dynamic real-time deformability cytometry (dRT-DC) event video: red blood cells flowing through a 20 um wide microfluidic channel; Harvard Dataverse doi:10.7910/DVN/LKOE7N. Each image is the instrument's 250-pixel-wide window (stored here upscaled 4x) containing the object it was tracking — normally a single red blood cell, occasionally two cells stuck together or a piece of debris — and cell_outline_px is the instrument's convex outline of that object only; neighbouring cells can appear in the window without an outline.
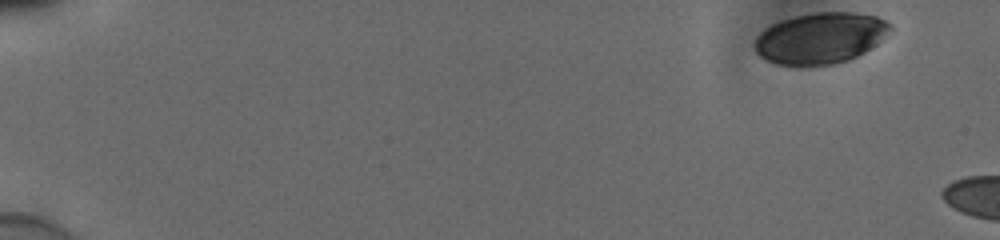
{"species": "human", "species_latin": "Homo sapiens", "temperature_condition": "cold", "stored_images_in_passage": 7, "camera_frame_rate_fps": 3000, "um_per_image_px": 0.085, "donor": {"sex": "male"}, "frame": {"image": 1, "passage_image": 1, "time_ms": 0.0, "image_size_px": [1000, 240], "cell_outline_px": [[892, 28], [876, 44], [864, 52], [848, 60], [836, 64], [776, 64], [760, 56], [756, 52], [756, 36], [764, 28], [780, 20], [796, 16], [816, 12], [852, 12], [876, 16], [884, 20]], "centroid_in_image_um": [69.72, 3.22], "position_along_channel_um": 15.3, "area_um2": 39.71}}